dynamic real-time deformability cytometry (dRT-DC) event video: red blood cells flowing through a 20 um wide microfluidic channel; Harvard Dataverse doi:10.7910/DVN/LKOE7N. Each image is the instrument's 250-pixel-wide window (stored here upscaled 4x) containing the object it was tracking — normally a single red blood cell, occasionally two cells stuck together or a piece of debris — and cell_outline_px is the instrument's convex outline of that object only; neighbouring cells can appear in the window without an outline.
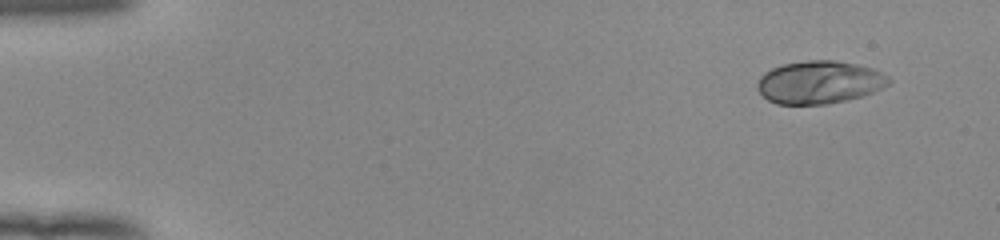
{"species": "human", "species_latin": "Homo sapiens", "temperature_condition": "room temperature", "stored_images_in_passage": 49, "camera_frame_rate_fps": 3000, "um_per_image_px": 0.085, "donor": {"sex": "female"}, "frame": {"image": 1, "passage_image": 1, "time_ms": 0.0, "image_size_px": [1000, 240], "cell_outline_px": [[892, 80], [888, 84], [872, 92], [860, 96], [844, 100], [824, 104], [776, 104], [768, 100], [756, 88], [756, 84], [760, 76], [764, 72], [772, 68], [784, 64], [808, 60], [832, 60], [856, 64], [872, 68], [888, 76]], "centroid_in_image_um": [69.61, 6.98], "position_along_channel_um": 15.4, "area_um2": 32.54}}
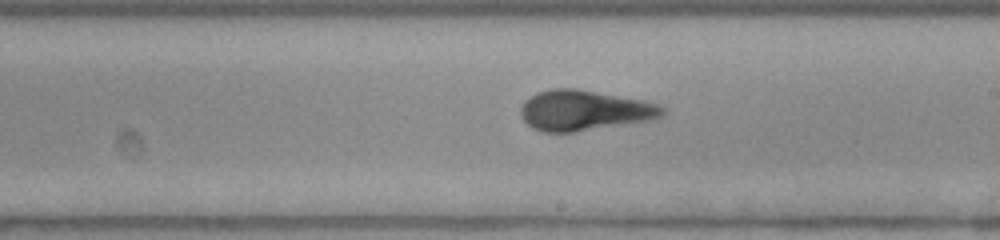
{"frame": {"image": 2, "passage_image": 28, "time_ms": 9.0, "image_size_px": [1000, 240], "cell_outline_px": [[668, 108], [664, 116], [648, 120], [572, 132], [544, 132], [532, 128], [520, 116], [520, 108], [524, 100], [536, 92], [552, 88], [576, 88], [644, 100]], "centroid_in_image_um": [49.65, 9.37], "position_along_channel_um": 239.4, "area_um2": 33.41}}
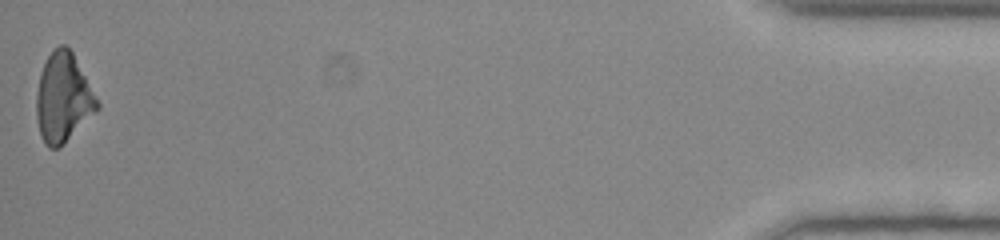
{"frame": {"image": 3, "passage_image": 49, "time_ms": 16.0, "image_size_px": [1000, 240], "cell_outline_px": [[100, 108], [60, 148], [48, 148], [44, 144], [40, 136], [36, 116], [36, 92], [40, 72], [48, 56], [60, 44], [64, 44], [72, 52], [100, 104]], "centroid_in_image_um": [5.35, 8.36], "position_along_channel_um": 429.9, "area_um2": 31.5}, "authors_computed_cell_mechanics": {"area_um2": 31.79, "velocity_mm_per_s": 3.9649, "shape_relaxation_time_tau1_ms": 4.2212, "shape_relaxation_time_tau2_ms": 0.6244, "deformation_change_tau1": 0.1904, "deformation_change_tau2": 0.0367}}